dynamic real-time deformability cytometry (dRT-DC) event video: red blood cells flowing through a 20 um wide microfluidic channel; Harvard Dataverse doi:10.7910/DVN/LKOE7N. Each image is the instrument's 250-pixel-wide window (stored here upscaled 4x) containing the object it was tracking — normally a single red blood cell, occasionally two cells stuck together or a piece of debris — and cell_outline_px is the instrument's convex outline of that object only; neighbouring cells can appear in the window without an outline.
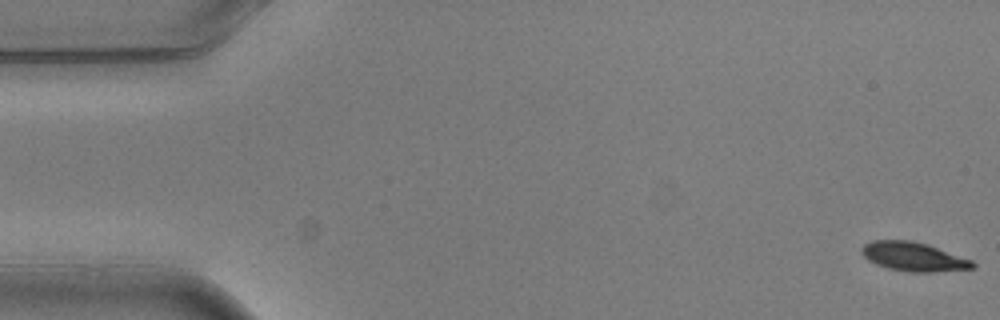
{"species": "common noctule bat (a hibernating species)", "species_latin": "Nyctalus noctula", "temperature_condition": "warm", "stored_images_in_passage": 6, "camera_frame_rate_fps": 3000, "um_per_image_px": 0.085, "animal": {"sex": "male", "body_mass_g": 20.5, "forearm_length_mm": 52.5}, "frame": {"image": 1, "passage_image": 1, "time_ms": 0.0, "image_size_px": [1000, 320], "cell_outline_px": [[976, 268], [932, 272], [912, 272], [888, 268], [876, 264], [868, 260], [860, 252], [860, 248], [864, 244], [872, 240], [912, 240], [928, 244], [972, 260], [976, 264]], "centroid_in_image_um": [77.64, 21.81], "position_along_channel_um": 7.4, "area_um2": 18.84}}
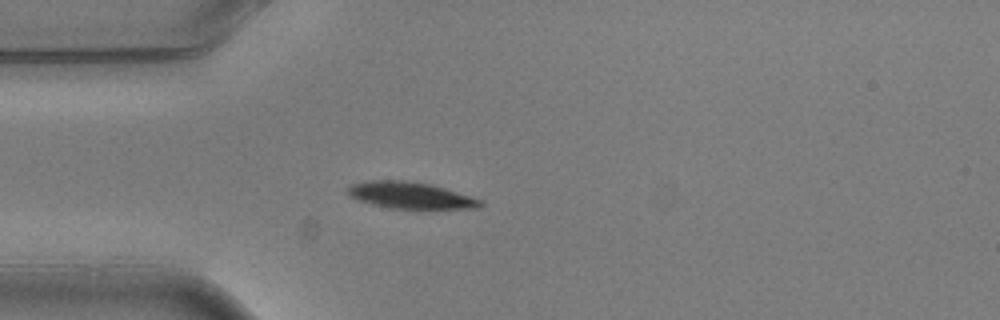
{"frame": {"image": 2, "passage_image": 5, "time_ms": 1.333, "image_size_px": [1000, 320], "cell_outline_px": [[484, 204], [480, 208], [392, 208], [372, 204], [348, 196], [344, 192], [344, 188], [348, 184], [368, 180], [404, 180], [432, 184], [472, 196], [484, 200]], "centroid_in_image_um": [34.85, 16.58], "position_along_channel_um": 50.2, "area_um2": 20.87}}